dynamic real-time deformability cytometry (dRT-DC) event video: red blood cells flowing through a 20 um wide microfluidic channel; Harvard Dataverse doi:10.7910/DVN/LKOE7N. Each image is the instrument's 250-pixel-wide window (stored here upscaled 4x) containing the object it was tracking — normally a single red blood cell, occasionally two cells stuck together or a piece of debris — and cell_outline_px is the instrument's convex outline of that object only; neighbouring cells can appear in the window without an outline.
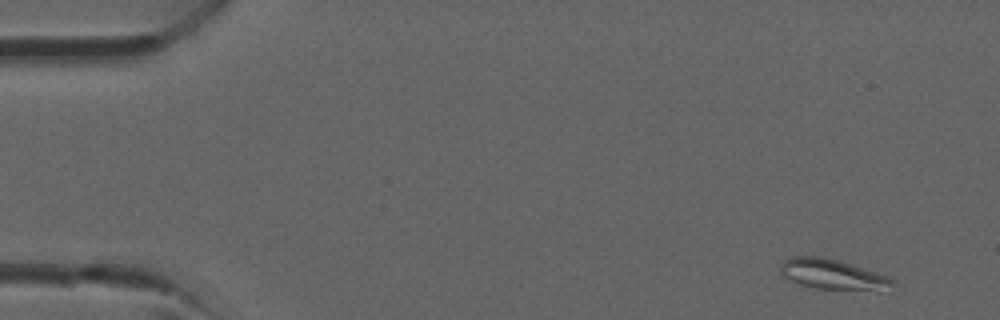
{"species": "common noctule bat (a hibernating species)", "species_latin": "Nyctalus noctula", "temperature_condition": "room temperature", "stored_images_in_passage": 38, "camera_frame_rate_fps": 3000, "um_per_image_px": 0.085, "animal": {"sex": "male", "forearm_length_mm": 52.5}, "frame": {"image": 1, "passage_image": 2, "time_ms": 0.333, "image_size_px": [1000, 320], "cell_outline_px": [[896, 284], [884, 292], [876, 292], [812, 288], [796, 284], [784, 276], [780, 272], [780, 264], [784, 260], [792, 256], [820, 256], [840, 260], [888, 276], [896, 280]], "centroid_in_image_um": [70.85, 23.36], "position_along_channel_um": 14.2, "area_um2": 20.63}}
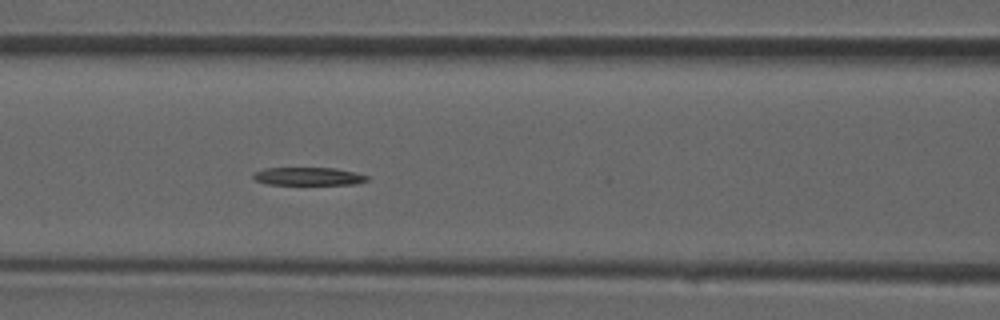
{"frame": {"image": 2, "passage_image": 16, "time_ms": 5.0, "image_size_px": [1000, 320], "cell_outline_px": [[368, 180], [356, 184], [268, 184], [256, 180], [252, 176], [252, 172], [264, 168], [336, 168], [368, 176]], "centroid_in_image_um": [26.17, 14.98], "position_along_channel_um": 140.4, "area_um2": 11.79}}
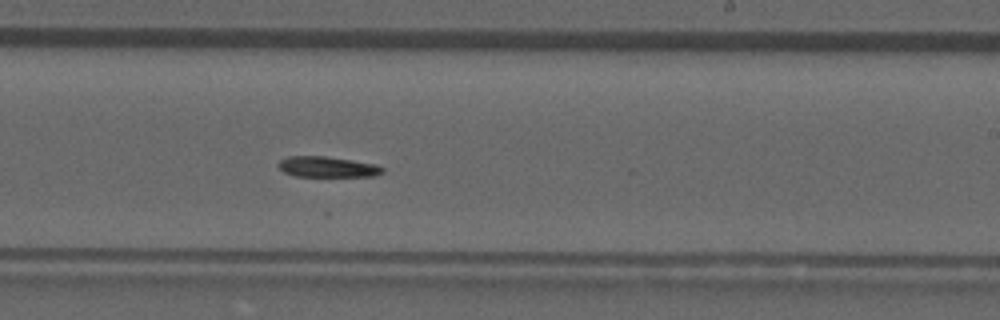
{"frame": {"image": 3, "passage_image": 23, "time_ms": 7.333, "image_size_px": [1000, 320], "cell_outline_px": [[384, 172], [372, 176], [292, 176], [284, 172], [276, 164], [280, 160], [288, 156], [324, 156], [352, 160], [376, 164], [384, 168]], "centroid_in_image_um": [27.8, 14.18], "position_along_channel_um": 261.2, "area_um2": 12.54}}